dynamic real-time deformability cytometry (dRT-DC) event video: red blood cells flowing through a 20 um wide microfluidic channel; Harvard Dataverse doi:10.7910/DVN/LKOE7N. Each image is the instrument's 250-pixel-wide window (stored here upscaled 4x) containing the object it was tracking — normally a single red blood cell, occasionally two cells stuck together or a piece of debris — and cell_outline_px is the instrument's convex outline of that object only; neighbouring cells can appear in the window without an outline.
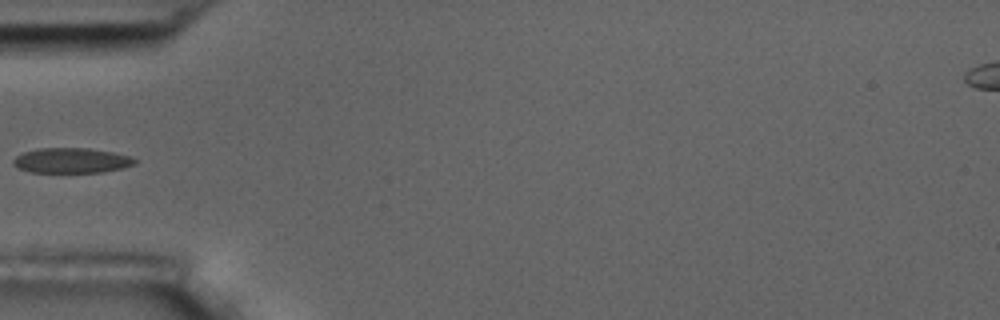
{"species": "common noctule bat (a hibernating species)", "species_latin": "Nyctalus noctula", "temperature_condition": "room temperature", "stored_images_in_passage": 7, "camera_frame_rate_fps": 3000, "um_per_image_px": 0.085, "animal": {"sex": "male", "body_mass_g": 17.5, "forearm_length_mm": 52.3}, "frame": {"image": 1, "passage_image": 6, "time_ms": 5.667, "image_size_px": [1000, 320], "cell_outline_px": [[136, 164], [104, 172], [32, 172], [20, 168], [12, 164], [12, 160], [16, 156], [24, 152], [36, 148], [88, 148], [112, 152], [132, 156], [136, 160]], "centroid_in_image_um": [6.08, 13.63], "position_along_channel_um": 78.9, "area_um2": 17.74}}